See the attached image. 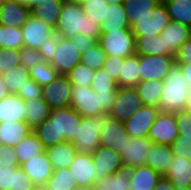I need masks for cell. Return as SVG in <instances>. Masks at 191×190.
Masks as SVG:
<instances>
[{
	"mask_svg": "<svg viewBox=\"0 0 191 190\" xmlns=\"http://www.w3.org/2000/svg\"><path fill=\"white\" fill-rule=\"evenodd\" d=\"M186 110H190L191 111V90L189 91V96H188Z\"/></svg>",
	"mask_w": 191,
	"mask_h": 190,
	"instance_id": "obj_63",
	"label": "cell"
},
{
	"mask_svg": "<svg viewBox=\"0 0 191 190\" xmlns=\"http://www.w3.org/2000/svg\"><path fill=\"white\" fill-rule=\"evenodd\" d=\"M69 168H61L53 171V175L44 186L46 190H75L77 184Z\"/></svg>",
	"mask_w": 191,
	"mask_h": 190,
	"instance_id": "obj_39",
	"label": "cell"
},
{
	"mask_svg": "<svg viewBox=\"0 0 191 190\" xmlns=\"http://www.w3.org/2000/svg\"><path fill=\"white\" fill-rule=\"evenodd\" d=\"M10 94H17L30 78L29 71L24 67H15L1 74Z\"/></svg>",
	"mask_w": 191,
	"mask_h": 190,
	"instance_id": "obj_40",
	"label": "cell"
},
{
	"mask_svg": "<svg viewBox=\"0 0 191 190\" xmlns=\"http://www.w3.org/2000/svg\"><path fill=\"white\" fill-rule=\"evenodd\" d=\"M93 190H132L130 170L121 169L100 181H95Z\"/></svg>",
	"mask_w": 191,
	"mask_h": 190,
	"instance_id": "obj_34",
	"label": "cell"
},
{
	"mask_svg": "<svg viewBox=\"0 0 191 190\" xmlns=\"http://www.w3.org/2000/svg\"><path fill=\"white\" fill-rule=\"evenodd\" d=\"M20 66L19 50L0 48V74Z\"/></svg>",
	"mask_w": 191,
	"mask_h": 190,
	"instance_id": "obj_47",
	"label": "cell"
},
{
	"mask_svg": "<svg viewBox=\"0 0 191 190\" xmlns=\"http://www.w3.org/2000/svg\"><path fill=\"white\" fill-rule=\"evenodd\" d=\"M95 71L79 63L66 76L72 86L91 87Z\"/></svg>",
	"mask_w": 191,
	"mask_h": 190,
	"instance_id": "obj_44",
	"label": "cell"
},
{
	"mask_svg": "<svg viewBox=\"0 0 191 190\" xmlns=\"http://www.w3.org/2000/svg\"><path fill=\"white\" fill-rule=\"evenodd\" d=\"M81 7L87 16L96 21L100 26L107 20L108 6L106 0H81Z\"/></svg>",
	"mask_w": 191,
	"mask_h": 190,
	"instance_id": "obj_42",
	"label": "cell"
},
{
	"mask_svg": "<svg viewBox=\"0 0 191 190\" xmlns=\"http://www.w3.org/2000/svg\"><path fill=\"white\" fill-rule=\"evenodd\" d=\"M35 185L22 168L0 166V190H32Z\"/></svg>",
	"mask_w": 191,
	"mask_h": 190,
	"instance_id": "obj_23",
	"label": "cell"
},
{
	"mask_svg": "<svg viewBox=\"0 0 191 190\" xmlns=\"http://www.w3.org/2000/svg\"><path fill=\"white\" fill-rule=\"evenodd\" d=\"M159 112L158 107L143 106L124 122L126 133L131 138H148L149 130Z\"/></svg>",
	"mask_w": 191,
	"mask_h": 190,
	"instance_id": "obj_14",
	"label": "cell"
},
{
	"mask_svg": "<svg viewBox=\"0 0 191 190\" xmlns=\"http://www.w3.org/2000/svg\"><path fill=\"white\" fill-rule=\"evenodd\" d=\"M71 107L82 117H93L101 112V99L91 87L72 86Z\"/></svg>",
	"mask_w": 191,
	"mask_h": 190,
	"instance_id": "obj_12",
	"label": "cell"
},
{
	"mask_svg": "<svg viewBox=\"0 0 191 190\" xmlns=\"http://www.w3.org/2000/svg\"><path fill=\"white\" fill-rule=\"evenodd\" d=\"M129 139L130 136L126 133L124 122L106 114L104 129L100 134V145L111 148L120 154L124 151L123 147Z\"/></svg>",
	"mask_w": 191,
	"mask_h": 190,
	"instance_id": "obj_17",
	"label": "cell"
},
{
	"mask_svg": "<svg viewBox=\"0 0 191 190\" xmlns=\"http://www.w3.org/2000/svg\"><path fill=\"white\" fill-rule=\"evenodd\" d=\"M154 190H174V187L172 186V183L165 177H162Z\"/></svg>",
	"mask_w": 191,
	"mask_h": 190,
	"instance_id": "obj_58",
	"label": "cell"
},
{
	"mask_svg": "<svg viewBox=\"0 0 191 190\" xmlns=\"http://www.w3.org/2000/svg\"><path fill=\"white\" fill-rule=\"evenodd\" d=\"M163 83L160 111L177 113L186 110L191 88L178 65L169 71Z\"/></svg>",
	"mask_w": 191,
	"mask_h": 190,
	"instance_id": "obj_3",
	"label": "cell"
},
{
	"mask_svg": "<svg viewBox=\"0 0 191 190\" xmlns=\"http://www.w3.org/2000/svg\"><path fill=\"white\" fill-rule=\"evenodd\" d=\"M41 0H19L20 4H24L28 8L32 9Z\"/></svg>",
	"mask_w": 191,
	"mask_h": 190,
	"instance_id": "obj_61",
	"label": "cell"
},
{
	"mask_svg": "<svg viewBox=\"0 0 191 190\" xmlns=\"http://www.w3.org/2000/svg\"><path fill=\"white\" fill-rule=\"evenodd\" d=\"M132 190H154L162 176L149 166L130 168Z\"/></svg>",
	"mask_w": 191,
	"mask_h": 190,
	"instance_id": "obj_27",
	"label": "cell"
},
{
	"mask_svg": "<svg viewBox=\"0 0 191 190\" xmlns=\"http://www.w3.org/2000/svg\"><path fill=\"white\" fill-rule=\"evenodd\" d=\"M32 190H46L44 186H34Z\"/></svg>",
	"mask_w": 191,
	"mask_h": 190,
	"instance_id": "obj_64",
	"label": "cell"
},
{
	"mask_svg": "<svg viewBox=\"0 0 191 190\" xmlns=\"http://www.w3.org/2000/svg\"><path fill=\"white\" fill-rule=\"evenodd\" d=\"M136 38V54L138 55H167V47L163 37L140 36Z\"/></svg>",
	"mask_w": 191,
	"mask_h": 190,
	"instance_id": "obj_37",
	"label": "cell"
},
{
	"mask_svg": "<svg viewBox=\"0 0 191 190\" xmlns=\"http://www.w3.org/2000/svg\"><path fill=\"white\" fill-rule=\"evenodd\" d=\"M144 105L135 87H118L109 116L125 122Z\"/></svg>",
	"mask_w": 191,
	"mask_h": 190,
	"instance_id": "obj_8",
	"label": "cell"
},
{
	"mask_svg": "<svg viewBox=\"0 0 191 190\" xmlns=\"http://www.w3.org/2000/svg\"><path fill=\"white\" fill-rule=\"evenodd\" d=\"M92 159L96 170V181L103 180L114 172L124 168L120 154L102 145L92 154Z\"/></svg>",
	"mask_w": 191,
	"mask_h": 190,
	"instance_id": "obj_15",
	"label": "cell"
},
{
	"mask_svg": "<svg viewBox=\"0 0 191 190\" xmlns=\"http://www.w3.org/2000/svg\"><path fill=\"white\" fill-rule=\"evenodd\" d=\"M18 163L31 160L32 157L45 152V147L34 132H31L25 139L13 147Z\"/></svg>",
	"mask_w": 191,
	"mask_h": 190,
	"instance_id": "obj_31",
	"label": "cell"
},
{
	"mask_svg": "<svg viewBox=\"0 0 191 190\" xmlns=\"http://www.w3.org/2000/svg\"><path fill=\"white\" fill-rule=\"evenodd\" d=\"M116 93L117 90H109V92L98 93L101 99V112L103 114H109V112L112 110Z\"/></svg>",
	"mask_w": 191,
	"mask_h": 190,
	"instance_id": "obj_57",
	"label": "cell"
},
{
	"mask_svg": "<svg viewBox=\"0 0 191 190\" xmlns=\"http://www.w3.org/2000/svg\"><path fill=\"white\" fill-rule=\"evenodd\" d=\"M125 0H106L108 4H123Z\"/></svg>",
	"mask_w": 191,
	"mask_h": 190,
	"instance_id": "obj_62",
	"label": "cell"
},
{
	"mask_svg": "<svg viewBox=\"0 0 191 190\" xmlns=\"http://www.w3.org/2000/svg\"><path fill=\"white\" fill-rule=\"evenodd\" d=\"M176 65H178L180 67V69L182 70L184 78L191 88V63L176 64Z\"/></svg>",
	"mask_w": 191,
	"mask_h": 190,
	"instance_id": "obj_59",
	"label": "cell"
},
{
	"mask_svg": "<svg viewBox=\"0 0 191 190\" xmlns=\"http://www.w3.org/2000/svg\"><path fill=\"white\" fill-rule=\"evenodd\" d=\"M124 58L106 56L103 69L116 82L119 80L121 65H123Z\"/></svg>",
	"mask_w": 191,
	"mask_h": 190,
	"instance_id": "obj_53",
	"label": "cell"
},
{
	"mask_svg": "<svg viewBox=\"0 0 191 190\" xmlns=\"http://www.w3.org/2000/svg\"><path fill=\"white\" fill-rule=\"evenodd\" d=\"M78 47V51L83 54L90 50L98 41L95 38L86 35L78 34L70 38Z\"/></svg>",
	"mask_w": 191,
	"mask_h": 190,
	"instance_id": "obj_55",
	"label": "cell"
},
{
	"mask_svg": "<svg viewBox=\"0 0 191 190\" xmlns=\"http://www.w3.org/2000/svg\"><path fill=\"white\" fill-rule=\"evenodd\" d=\"M164 4L171 21L191 26V0H166Z\"/></svg>",
	"mask_w": 191,
	"mask_h": 190,
	"instance_id": "obj_38",
	"label": "cell"
},
{
	"mask_svg": "<svg viewBox=\"0 0 191 190\" xmlns=\"http://www.w3.org/2000/svg\"><path fill=\"white\" fill-rule=\"evenodd\" d=\"M21 28L24 47L34 50H39L42 45L47 43V39L56 35L55 28L32 15Z\"/></svg>",
	"mask_w": 191,
	"mask_h": 190,
	"instance_id": "obj_11",
	"label": "cell"
},
{
	"mask_svg": "<svg viewBox=\"0 0 191 190\" xmlns=\"http://www.w3.org/2000/svg\"><path fill=\"white\" fill-rule=\"evenodd\" d=\"M10 93L8 92L5 82L2 77H0V101L5 98Z\"/></svg>",
	"mask_w": 191,
	"mask_h": 190,
	"instance_id": "obj_60",
	"label": "cell"
},
{
	"mask_svg": "<svg viewBox=\"0 0 191 190\" xmlns=\"http://www.w3.org/2000/svg\"><path fill=\"white\" fill-rule=\"evenodd\" d=\"M153 142L149 138H131L124 145V151L120 153L123 167L130 169L146 165L147 153L152 148Z\"/></svg>",
	"mask_w": 191,
	"mask_h": 190,
	"instance_id": "obj_16",
	"label": "cell"
},
{
	"mask_svg": "<svg viewBox=\"0 0 191 190\" xmlns=\"http://www.w3.org/2000/svg\"><path fill=\"white\" fill-rule=\"evenodd\" d=\"M175 118L178 126V135L191 139V111H179L175 113Z\"/></svg>",
	"mask_w": 191,
	"mask_h": 190,
	"instance_id": "obj_50",
	"label": "cell"
},
{
	"mask_svg": "<svg viewBox=\"0 0 191 190\" xmlns=\"http://www.w3.org/2000/svg\"><path fill=\"white\" fill-rule=\"evenodd\" d=\"M175 60L176 64L191 63V37L178 49Z\"/></svg>",
	"mask_w": 191,
	"mask_h": 190,
	"instance_id": "obj_56",
	"label": "cell"
},
{
	"mask_svg": "<svg viewBox=\"0 0 191 190\" xmlns=\"http://www.w3.org/2000/svg\"><path fill=\"white\" fill-rule=\"evenodd\" d=\"M24 101L26 100H36L37 98H43V88L35 82L33 79L29 78L22 89L17 93Z\"/></svg>",
	"mask_w": 191,
	"mask_h": 190,
	"instance_id": "obj_49",
	"label": "cell"
},
{
	"mask_svg": "<svg viewBox=\"0 0 191 190\" xmlns=\"http://www.w3.org/2000/svg\"><path fill=\"white\" fill-rule=\"evenodd\" d=\"M31 15V9L14 1H2L0 24L10 27H22Z\"/></svg>",
	"mask_w": 191,
	"mask_h": 190,
	"instance_id": "obj_22",
	"label": "cell"
},
{
	"mask_svg": "<svg viewBox=\"0 0 191 190\" xmlns=\"http://www.w3.org/2000/svg\"><path fill=\"white\" fill-rule=\"evenodd\" d=\"M2 1H14L19 3V0H2Z\"/></svg>",
	"mask_w": 191,
	"mask_h": 190,
	"instance_id": "obj_67",
	"label": "cell"
},
{
	"mask_svg": "<svg viewBox=\"0 0 191 190\" xmlns=\"http://www.w3.org/2000/svg\"><path fill=\"white\" fill-rule=\"evenodd\" d=\"M24 47L21 27H10L0 24V48L20 50Z\"/></svg>",
	"mask_w": 191,
	"mask_h": 190,
	"instance_id": "obj_41",
	"label": "cell"
},
{
	"mask_svg": "<svg viewBox=\"0 0 191 190\" xmlns=\"http://www.w3.org/2000/svg\"><path fill=\"white\" fill-rule=\"evenodd\" d=\"M57 50V35L50 37L47 39V43L42 45L38 52L43 57L45 62H51L53 56L55 55Z\"/></svg>",
	"mask_w": 191,
	"mask_h": 190,
	"instance_id": "obj_54",
	"label": "cell"
},
{
	"mask_svg": "<svg viewBox=\"0 0 191 190\" xmlns=\"http://www.w3.org/2000/svg\"><path fill=\"white\" fill-rule=\"evenodd\" d=\"M64 2L65 0H41L31 9V15L56 29Z\"/></svg>",
	"mask_w": 191,
	"mask_h": 190,
	"instance_id": "obj_29",
	"label": "cell"
},
{
	"mask_svg": "<svg viewBox=\"0 0 191 190\" xmlns=\"http://www.w3.org/2000/svg\"><path fill=\"white\" fill-rule=\"evenodd\" d=\"M43 98L50 109H61L72 104V84L68 77L58 74L53 82L42 87Z\"/></svg>",
	"mask_w": 191,
	"mask_h": 190,
	"instance_id": "obj_9",
	"label": "cell"
},
{
	"mask_svg": "<svg viewBox=\"0 0 191 190\" xmlns=\"http://www.w3.org/2000/svg\"><path fill=\"white\" fill-rule=\"evenodd\" d=\"M175 65L173 55H139L141 81L164 80Z\"/></svg>",
	"mask_w": 191,
	"mask_h": 190,
	"instance_id": "obj_7",
	"label": "cell"
},
{
	"mask_svg": "<svg viewBox=\"0 0 191 190\" xmlns=\"http://www.w3.org/2000/svg\"><path fill=\"white\" fill-rule=\"evenodd\" d=\"M81 117L71 106L52 109L50 115L33 132L45 149L65 141L72 142L80 126Z\"/></svg>",
	"mask_w": 191,
	"mask_h": 190,
	"instance_id": "obj_1",
	"label": "cell"
},
{
	"mask_svg": "<svg viewBox=\"0 0 191 190\" xmlns=\"http://www.w3.org/2000/svg\"><path fill=\"white\" fill-rule=\"evenodd\" d=\"M33 129L25 122H1L0 142L15 147L20 141L25 139Z\"/></svg>",
	"mask_w": 191,
	"mask_h": 190,
	"instance_id": "obj_28",
	"label": "cell"
},
{
	"mask_svg": "<svg viewBox=\"0 0 191 190\" xmlns=\"http://www.w3.org/2000/svg\"><path fill=\"white\" fill-rule=\"evenodd\" d=\"M147 154L146 166L151 167L161 176L166 173L169 164L174 158L172 147L168 144L153 143Z\"/></svg>",
	"mask_w": 191,
	"mask_h": 190,
	"instance_id": "obj_26",
	"label": "cell"
},
{
	"mask_svg": "<svg viewBox=\"0 0 191 190\" xmlns=\"http://www.w3.org/2000/svg\"><path fill=\"white\" fill-rule=\"evenodd\" d=\"M140 81L139 55L134 54L124 58L119 80L117 81L118 87H136Z\"/></svg>",
	"mask_w": 191,
	"mask_h": 190,
	"instance_id": "obj_30",
	"label": "cell"
},
{
	"mask_svg": "<svg viewBox=\"0 0 191 190\" xmlns=\"http://www.w3.org/2000/svg\"><path fill=\"white\" fill-rule=\"evenodd\" d=\"M167 55L175 56L178 49L191 37V26L176 21H170L161 31Z\"/></svg>",
	"mask_w": 191,
	"mask_h": 190,
	"instance_id": "obj_20",
	"label": "cell"
},
{
	"mask_svg": "<svg viewBox=\"0 0 191 190\" xmlns=\"http://www.w3.org/2000/svg\"><path fill=\"white\" fill-rule=\"evenodd\" d=\"M27 110L24 100L18 94H9L0 101V123L25 122Z\"/></svg>",
	"mask_w": 191,
	"mask_h": 190,
	"instance_id": "obj_24",
	"label": "cell"
},
{
	"mask_svg": "<svg viewBox=\"0 0 191 190\" xmlns=\"http://www.w3.org/2000/svg\"><path fill=\"white\" fill-rule=\"evenodd\" d=\"M69 170L78 188H93L96 181V170L92 155L77 153Z\"/></svg>",
	"mask_w": 191,
	"mask_h": 190,
	"instance_id": "obj_18",
	"label": "cell"
},
{
	"mask_svg": "<svg viewBox=\"0 0 191 190\" xmlns=\"http://www.w3.org/2000/svg\"><path fill=\"white\" fill-rule=\"evenodd\" d=\"M75 190H93V188H77Z\"/></svg>",
	"mask_w": 191,
	"mask_h": 190,
	"instance_id": "obj_65",
	"label": "cell"
},
{
	"mask_svg": "<svg viewBox=\"0 0 191 190\" xmlns=\"http://www.w3.org/2000/svg\"><path fill=\"white\" fill-rule=\"evenodd\" d=\"M108 8L107 20L101 24V32L130 28L123 4H109Z\"/></svg>",
	"mask_w": 191,
	"mask_h": 190,
	"instance_id": "obj_35",
	"label": "cell"
},
{
	"mask_svg": "<svg viewBox=\"0 0 191 190\" xmlns=\"http://www.w3.org/2000/svg\"><path fill=\"white\" fill-rule=\"evenodd\" d=\"M45 151L54 170L69 168L78 153L74 144L69 141L58 143Z\"/></svg>",
	"mask_w": 191,
	"mask_h": 190,
	"instance_id": "obj_25",
	"label": "cell"
},
{
	"mask_svg": "<svg viewBox=\"0 0 191 190\" xmlns=\"http://www.w3.org/2000/svg\"><path fill=\"white\" fill-rule=\"evenodd\" d=\"M19 53L20 66L26 68L28 71H30L33 66L44 62L38 50L23 47L19 50Z\"/></svg>",
	"mask_w": 191,
	"mask_h": 190,
	"instance_id": "obj_48",
	"label": "cell"
},
{
	"mask_svg": "<svg viewBox=\"0 0 191 190\" xmlns=\"http://www.w3.org/2000/svg\"><path fill=\"white\" fill-rule=\"evenodd\" d=\"M55 30L58 37L69 39L82 34L99 41L101 35V26L84 13L80 2L70 0H65Z\"/></svg>",
	"mask_w": 191,
	"mask_h": 190,
	"instance_id": "obj_2",
	"label": "cell"
},
{
	"mask_svg": "<svg viewBox=\"0 0 191 190\" xmlns=\"http://www.w3.org/2000/svg\"><path fill=\"white\" fill-rule=\"evenodd\" d=\"M159 4V0H125L123 5L130 27L137 22V18L150 14Z\"/></svg>",
	"mask_w": 191,
	"mask_h": 190,
	"instance_id": "obj_36",
	"label": "cell"
},
{
	"mask_svg": "<svg viewBox=\"0 0 191 190\" xmlns=\"http://www.w3.org/2000/svg\"><path fill=\"white\" fill-rule=\"evenodd\" d=\"M106 114L81 117L80 126L72 143L77 152L92 155L100 146V134L104 129Z\"/></svg>",
	"mask_w": 191,
	"mask_h": 190,
	"instance_id": "obj_4",
	"label": "cell"
},
{
	"mask_svg": "<svg viewBox=\"0 0 191 190\" xmlns=\"http://www.w3.org/2000/svg\"><path fill=\"white\" fill-rule=\"evenodd\" d=\"M174 190H191V187L183 188V189H177L174 187Z\"/></svg>",
	"mask_w": 191,
	"mask_h": 190,
	"instance_id": "obj_66",
	"label": "cell"
},
{
	"mask_svg": "<svg viewBox=\"0 0 191 190\" xmlns=\"http://www.w3.org/2000/svg\"><path fill=\"white\" fill-rule=\"evenodd\" d=\"M170 21L166 5L163 2H160L150 14L137 18V22L134 23L130 29L135 37H152L160 35L161 31Z\"/></svg>",
	"mask_w": 191,
	"mask_h": 190,
	"instance_id": "obj_6",
	"label": "cell"
},
{
	"mask_svg": "<svg viewBox=\"0 0 191 190\" xmlns=\"http://www.w3.org/2000/svg\"><path fill=\"white\" fill-rule=\"evenodd\" d=\"M25 106H27V112L25 113V123L29 125L32 129H35L39 124H41L50 115L49 104L44 100V98H37L36 100H26L24 101Z\"/></svg>",
	"mask_w": 191,
	"mask_h": 190,
	"instance_id": "obj_33",
	"label": "cell"
},
{
	"mask_svg": "<svg viewBox=\"0 0 191 190\" xmlns=\"http://www.w3.org/2000/svg\"><path fill=\"white\" fill-rule=\"evenodd\" d=\"M58 74L59 73L52 67V65L45 61L33 66L29 71L30 78L37 82L41 87L53 82Z\"/></svg>",
	"mask_w": 191,
	"mask_h": 190,
	"instance_id": "obj_43",
	"label": "cell"
},
{
	"mask_svg": "<svg viewBox=\"0 0 191 190\" xmlns=\"http://www.w3.org/2000/svg\"><path fill=\"white\" fill-rule=\"evenodd\" d=\"M106 54L102 46L97 42L90 50L81 54V62L83 65L96 71L103 68Z\"/></svg>",
	"mask_w": 191,
	"mask_h": 190,
	"instance_id": "obj_45",
	"label": "cell"
},
{
	"mask_svg": "<svg viewBox=\"0 0 191 190\" xmlns=\"http://www.w3.org/2000/svg\"><path fill=\"white\" fill-rule=\"evenodd\" d=\"M20 167L35 186H45L54 171L46 151L22 163Z\"/></svg>",
	"mask_w": 191,
	"mask_h": 190,
	"instance_id": "obj_19",
	"label": "cell"
},
{
	"mask_svg": "<svg viewBox=\"0 0 191 190\" xmlns=\"http://www.w3.org/2000/svg\"><path fill=\"white\" fill-rule=\"evenodd\" d=\"M163 85V80L140 81L135 88L145 106L160 109Z\"/></svg>",
	"mask_w": 191,
	"mask_h": 190,
	"instance_id": "obj_32",
	"label": "cell"
},
{
	"mask_svg": "<svg viewBox=\"0 0 191 190\" xmlns=\"http://www.w3.org/2000/svg\"><path fill=\"white\" fill-rule=\"evenodd\" d=\"M91 88L95 93H100L109 92V90H118V85L117 82L101 68L95 71Z\"/></svg>",
	"mask_w": 191,
	"mask_h": 190,
	"instance_id": "obj_46",
	"label": "cell"
},
{
	"mask_svg": "<svg viewBox=\"0 0 191 190\" xmlns=\"http://www.w3.org/2000/svg\"><path fill=\"white\" fill-rule=\"evenodd\" d=\"M0 166L6 168L19 167L15 150L12 146L0 144Z\"/></svg>",
	"mask_w": 191,
	"mask_h": 190,
	"instance_id": "obj_51",
	"label": "cell"
},
{
	"mask_svg": "<svg viewBox=\"0 0 191 190\" xmlns=\"http://www.w3.org/2000/svg\"><path fill=\"white\" fill-rule=\"evenodd\" d=\"M81 62V53L78 47L69 38L57 36V50L50 64L59 73L67 75Z\"/></svg>",
	"mask_w": 191,
	"mask_h": 190,
	"instance_id": "obj_10",
	"label": "cell"
},
{
	"mask_svg": "<svg viewBox=\"0 0 191 190\" xmlns=\"http://www.w3.org/2000/svg\"><path fill=\"white\" fill-rule=\"evenodd\" d=\"M98 42L109 57L127 58L136 54V38L130 28L101 32Z\"/></svg>",
	"mask_w": 191,
	"mask_h": 190,
	"instance_id": "obj_5",
	"label": "cell"
},
{
	"mask_svg": "<svg viewBox=\"0 0 191 190\" xmlns=\"http://www.w3.org/2000/svg\"><path fill=\"white\" fill-rule=\"evenodd\" d=\"M171 147L174 156L190 160L191 139L183 138L178 135V137L171 144Z\"/></svg>",
	"mask_w": 191,
	"mask_h": 190,
	"instance_id": "obj_52",
	"label": "cell"
},
{
	"mask_svg": "<svg viewBox=\"0 0 191 190\" xmlns=\"http://www.w3.org/2000/svg\"><path fill=\"white\" fill-rule=\"evenodd\" d=\"M167 178L172 186L177 189L191 187V161L186 158L174 156L166 173L162 176Z\"/></svg>",
	"mask_w": 191,
	"mask_h": 190,
	"instance_id": "obj_21",
	"label": "cell"
},
{
	"mask_svg": "<svg viewBox=\"0 0 191 190\" xmlns=\"http://www.w3.org/2000/svg\"><path fill=\"white\" fill-rule=\"evenodd\" d=\"M177 137L175 113L160 111L149 130L148 138L153 143L171 145Z\"/></svg>",
	"mask_w": 191,
	"mask_h": 190,
	"instance_id": "obj_13",
	"label": "cell"
}]
</instances>
